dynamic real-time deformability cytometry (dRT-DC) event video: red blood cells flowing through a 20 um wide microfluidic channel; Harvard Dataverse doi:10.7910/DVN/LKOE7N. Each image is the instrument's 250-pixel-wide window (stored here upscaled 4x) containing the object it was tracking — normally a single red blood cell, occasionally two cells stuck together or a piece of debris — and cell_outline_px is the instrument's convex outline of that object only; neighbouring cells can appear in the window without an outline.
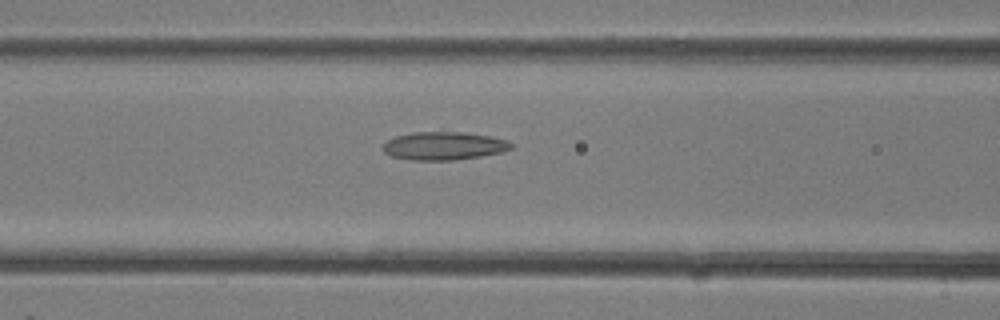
{"species": "common noctule bat (a hibernating species)", "species_latin": "Nyctalus noctula", "temperature_condition": "room temperature", "stored_images_in_passage": 33, "camera_frame_rate_fps": 3000, "um_per_image_px": 0.085, "animal": {"sex": "female"}, "frame": {"image": 1, "passage_image": 14, "time_ms": 4.333, "image_size_px": [1000, 320], "cell_outline_px": [[512, 148], [504, 152], [480, 156], [452, 160], [408, 160], [392, 156], [384, 152], [384, 144], [388, 140], [396, 136], [412, 132], [464, 132], [488, 136], [508, 140], [512, 144]], "centroid_in_image_um": [37.74, 12.4], "position_along_channel_um": 128.9, "area_um2": 20.92}}
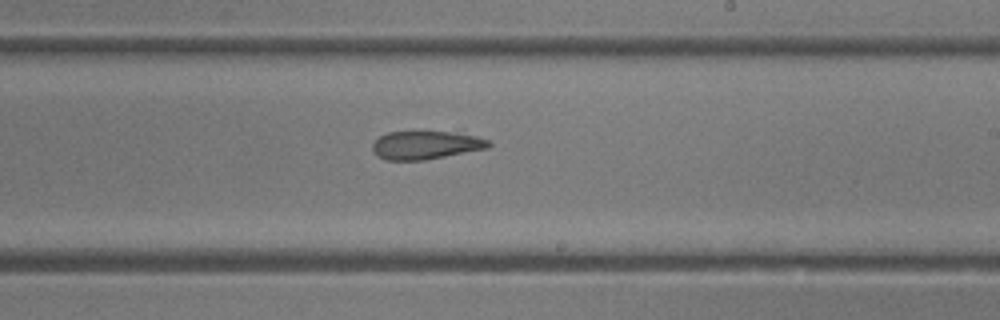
{"frame": {"image": 2, "passage_image": 20, "time_ms": 6.333, "image_size_px": [1000, 320], "cell_outline_px": [[492, 144], [488, 148], [424, 160], [384, 160], [376, 156], [372, 152], [372, 144], [380, 136], [388, 132], [452, 132], [476, 136], [488, 140]], "centroid_in_image_um": [36.15, 12.34], "position_along_channel_um": 252.8, "area_um2": 19.07}}
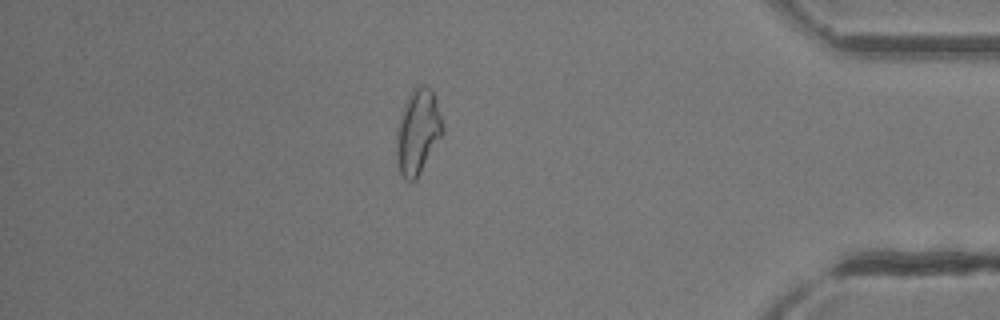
{"frame": {"image": 3, "passage_image": 29, "time_ms": 9.333, "image_size_px": [1000, 320], "cell_outline_px": [[444, 132], [416, 180], [408, 180], [400, 176], [396, 160], [396, 132], [404, 104], [412, 88], [420, 84], [424, 84], [432, 92], [436, 100], [444, 128]], "centroid_in_image_um": [35.5, 11.21], "position_along_channel_um": 399.7, "area_um2": 22.89}}